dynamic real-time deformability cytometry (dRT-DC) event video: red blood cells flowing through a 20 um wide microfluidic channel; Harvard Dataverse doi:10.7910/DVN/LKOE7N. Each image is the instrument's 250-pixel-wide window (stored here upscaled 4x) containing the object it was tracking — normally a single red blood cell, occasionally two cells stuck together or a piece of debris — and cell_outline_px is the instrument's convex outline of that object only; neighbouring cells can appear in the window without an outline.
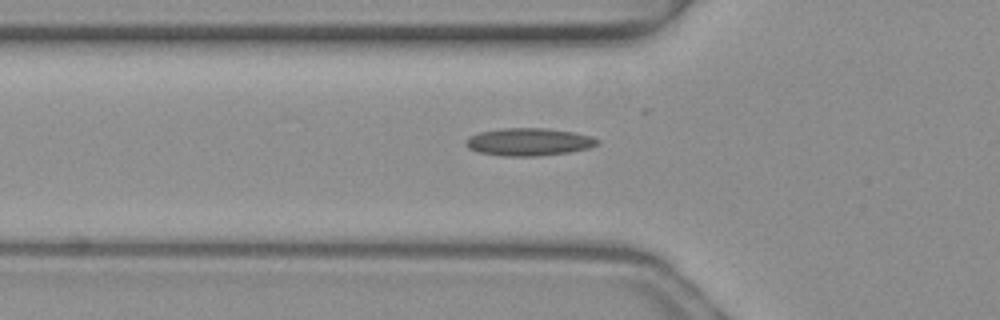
{"species": "common noctule bat (a hibernating species)", "species_latin": "Nyctalus noctula", "temperature_condition": "warm", "stored_images_in_passage": 45, "camera_frame_rate_fps": 3000, "um_per_image_px": 0.085, "animal": {"sex": "female", "body_mass_g": 19.3, "forearm_length_mm": 54.1}, "frame": {"image": 1, "passage_image": 14, "time_ms": 4.333, "image_size_px": [1000, 320], "cell_outline_px": [[600, 140], [596, 144], [588, 148], [568, 152], [536, 156], [500, 156], [480, 152], [468, 148], [464, 144], [468, 136], [480, 132], [500, 128], [544, 128], [572, 132], [592, 136]], "centroid_in_image_um": [44.9, 12.06], "position_along_channel_um": 80.9, "area_um2": 21.1}}
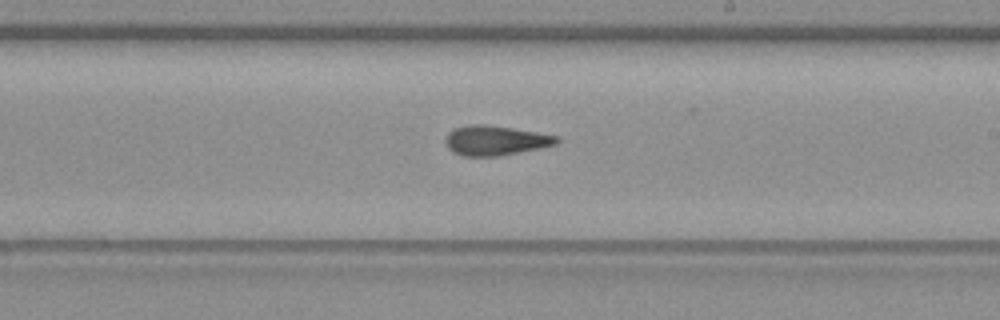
{"frame": {"image": 2, "passage_image": 26, "time_ms": 8.333, "image_size_px": [1000, 320], "cell_outline_px": [[560, 140], [556, 144], [540, 148], [500, 156], [464, 156], [452, 152], [448, 148], [444, 140], [448, 132], [452, 128], [468, 124], [480, 124], [512, 128], [536, 132], [556, 136]], "centroid_in_image_um": [42.05, 11.94], "position_along_channel_um": 246.9, "area_um2": 19.31}}
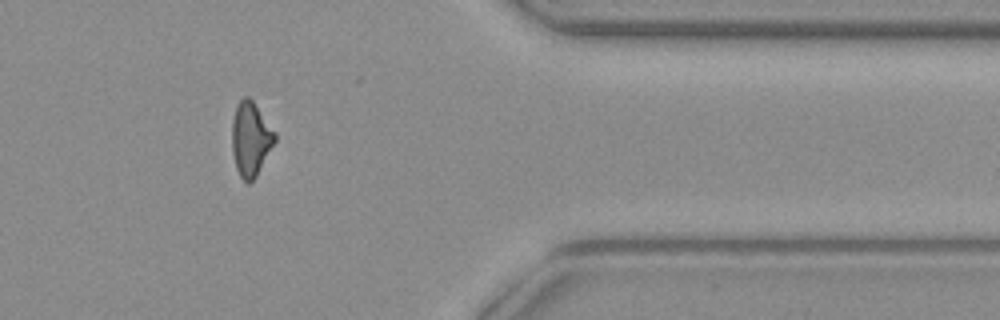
{"frame": {"image": 3, "passage_image": 38, "time_ms": 12.333, "image_size_px": [1000, 320], "cell_outline_px": [[276, 140], [256, 176], [248, 184], [240, 176], [236, 168], [232, 152], [232, 120], [236, 104], [244, 96], [248, 96], [252, 100], [276, 132]], "centroid_in_image_um": [21.3, 11.79], "position_along_channel_um": 390.1, "area_um2": 18.5}, "authors_computed_cell_mechanics": {"area_um2": 18.6694, "velocity_mm_per_s": 4.1319, "shape_relaxation_time_tau1_ms": null, "shape_relaxation_time_tau2_ms": 2.3871, "deformation_change_tau1": null, "deformation_change_tau2": 0.1032}}